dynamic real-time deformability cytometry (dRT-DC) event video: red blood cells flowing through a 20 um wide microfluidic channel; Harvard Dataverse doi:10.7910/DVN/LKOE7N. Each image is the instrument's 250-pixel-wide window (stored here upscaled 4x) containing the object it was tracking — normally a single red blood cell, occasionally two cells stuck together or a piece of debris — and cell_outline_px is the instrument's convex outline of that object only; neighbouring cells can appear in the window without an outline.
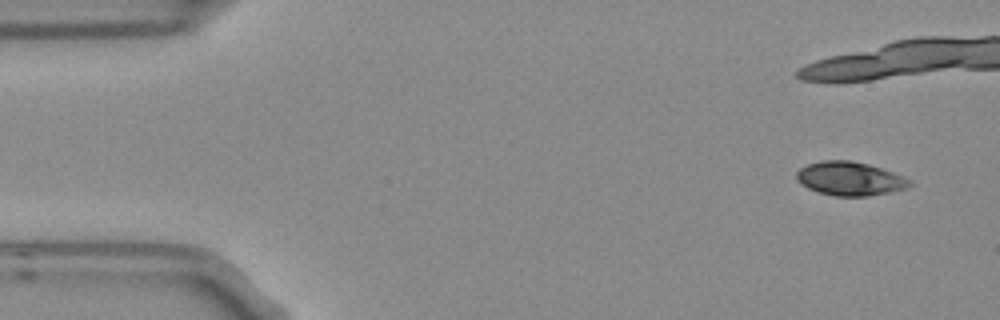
{"species": "Egyptian fruit bat (a non-hibernating species)", "species_latin": "Rousettus aegyptiacus", "temperature_condition": "room temperature", "stored_images_in_passage": 4, "camera_frame_rate_fps": 3000, "um_per_image_px": 0.085, "frame": {"image": 1, "passage_image": 1, "time_ms": 0.0, "image_size_px": [1000, 320], "cell_outline_px": [[912, 184], [904, 188], [888, 192], [868, 196], [836, 196], [820, 192], [808, 188], [800, 184], [796, 180], [796, 172], [800, 168], [808, 164], [824, 160], [848, 160], [868, 164], [892, 172], [912, 180]], "centroid_in_image_um": [72.2, 15.18], "position_along_channel_um": 12.8, "area_um2": 22.02}}